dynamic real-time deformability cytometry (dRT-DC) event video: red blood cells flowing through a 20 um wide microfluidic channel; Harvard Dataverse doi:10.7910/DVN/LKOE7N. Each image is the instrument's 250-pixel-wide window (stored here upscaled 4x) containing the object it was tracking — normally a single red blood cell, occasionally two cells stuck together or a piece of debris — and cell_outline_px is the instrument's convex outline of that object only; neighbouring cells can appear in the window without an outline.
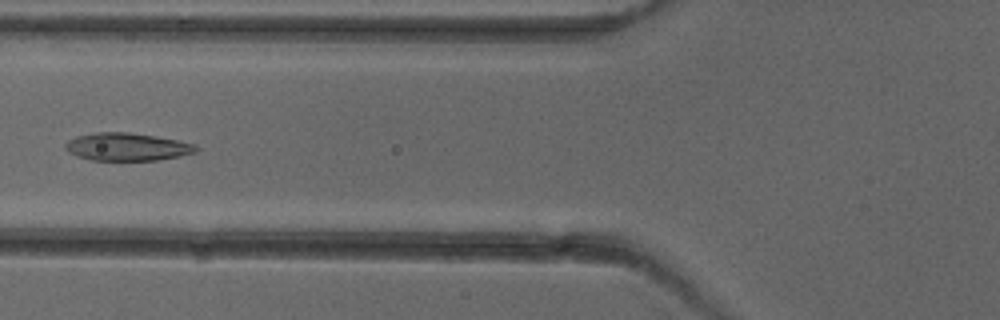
{"species": "common noctule bat (a hibernating species)", "species_latin": "Nyctalus noctula", "temperature_condition": "cold", "stored_images_in_passage": 6, "camera_frame_rate_fps": 3000, "um_per_image_px": 0.085, "animal": {"sex": "female"}, "frame": {"image": 1, "passage_image": 6, "time_ms": 6.667, "image_size_px": [1000, 320], "cell_outline_px": [[200, 148], [196, 152], [180, 156], [156, 160], [92, 160], [76, 156], [68, 152], [64, 148], [64, 144], [68, 140], [76, 136], [96, 132], [128, 132], [156, 136], [196, 144]], "centroid_in_image_um": [10.79, 12.48], "position_along_channel_um": 115.0, "area_um2": 21.27}}